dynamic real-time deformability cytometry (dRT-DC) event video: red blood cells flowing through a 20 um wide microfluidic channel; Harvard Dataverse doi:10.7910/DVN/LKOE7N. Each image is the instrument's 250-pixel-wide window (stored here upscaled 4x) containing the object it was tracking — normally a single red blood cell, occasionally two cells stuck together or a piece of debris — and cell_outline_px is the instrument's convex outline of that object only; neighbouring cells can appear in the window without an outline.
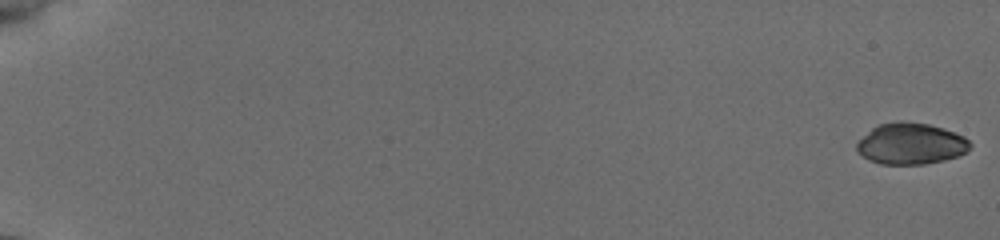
{"species": "common noctule bat (a hibernating species)", "species_latin": "Nyctalus noctula", "temperature_condition": "cold", "stored_images_in_passage": 35, "camera_frame_rate_fps": 3000, "um_per_image_px": 0.085, "animal": {"sex": "female", "body_mass_g": 19.5, "forearm_length_mm": 54.1}, "frame": {"image": 1, "passage_image": 1, "time_ms": 0.0, "image_size_px": [1000, 240], "cell_outline_px": [[972, 144], [964, 152], [956, 156], [944, 160], [924, 164], [880, 164], [868, 160], [856, 148], [856, 144], [872, 128], [880, 124], [900, 120], [928, 124], [944, 128], [964, 136]], "centroid_in_image_um": [77.42, 12.21], "position_along_channel_um": 7.6, "area_um2": 27.05}}
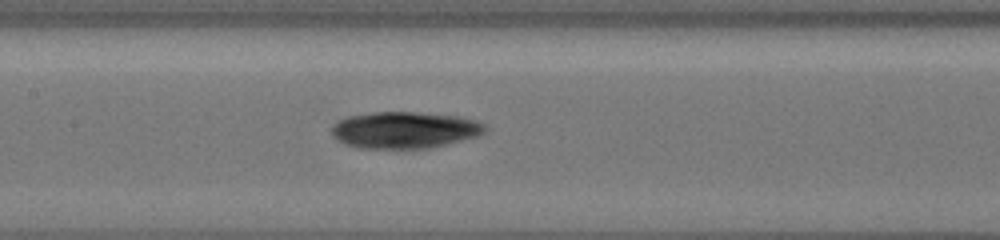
{"frame": {"image": 2, "passage_image": 20, "time_ms": 9.667, "image_size_px": [1000, 240], "cell_outline_px": [[488, 128], [480, 136], [428, 148], [360, 148], [344, 144], [336, 140], [332, 136], [332, 128], [340, 120], [348, 116], [372, 112], [412, 112], [456, 116], [476, 120], [484, 124]], "centroid_in_image_um": [34.4, 11.05], "position_along_channel_um": 173.0, "area_um2": 32.66}}
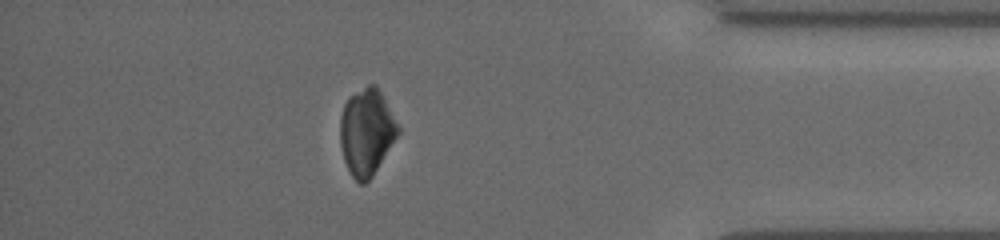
{"frame": {"image": 3, "passage_image": 30, "time_ms": 16.333, "image_size_px": [1000, 240], "cell_outline_px": [[400, 132], [372, 176], [364, 184], [360, 184], [352, 176], [344, 160], [340, 144], [340, 116], [344, 104], [348, 96], [368, 84], [376, 84], [400, 128]], "centroid_in_image_um": [31.14, 11.2], "position_along_channel_um": 404.1, "area_um2": 29.07}, "authors_computed_cell_mechanics": {"area_um2": 29.0734, "velocity_mm_per_s": 3.8608, "shape_relaxation_time_tau1_ms": 3.0067, "shape_relaxation_time_tau2_ms": null, "deformation_change_tau1": 0.0522, "deformation_change_tau2": null}}